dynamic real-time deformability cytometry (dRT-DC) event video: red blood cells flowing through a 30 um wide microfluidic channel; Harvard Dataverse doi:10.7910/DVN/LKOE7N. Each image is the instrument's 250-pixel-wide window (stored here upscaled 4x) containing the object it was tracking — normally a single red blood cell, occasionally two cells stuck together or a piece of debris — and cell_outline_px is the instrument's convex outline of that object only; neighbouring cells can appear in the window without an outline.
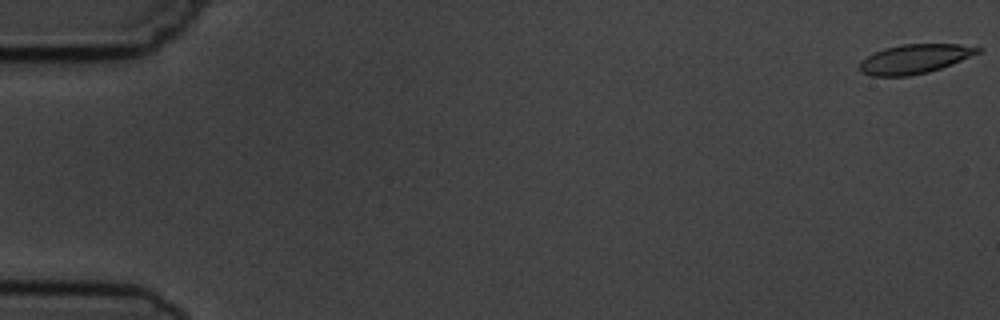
{"species": "common noctule bat (a hibernating species)", "species_latin": "Nyctalus noctula", "temperature_condition": "cold", "stored_images_in_passage": 6, "camera_frame_rate_fps": 3000, "um_per_image_px": 0.085, "animal": {"sex": "male", "body_mass_g": 19.5, "forearm_length_mm": 54.6}, "frame": {"image": 1, "passage_image": 1, "time_ms": 0.0, "image_size_px": [1000, 320], "cell_outline_px": [[980, 52], [952, 64], [928, 72], [908, 76], [872, 76], [860, 72], [860, 60], [884, 48], [904, 44], [960, 44], [980, 48]], "centroid_in_image_um": [77.71, 5.01], "position_along_channel_um": 7.3, "area_um2": 19.94}}
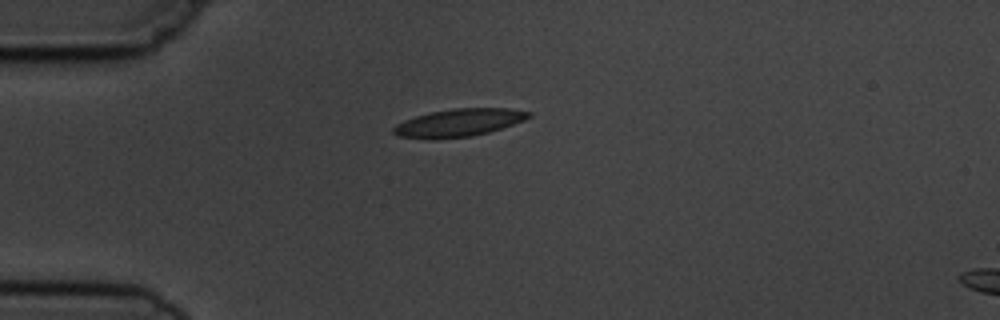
{"frame": {"image": 2, "passage_image": 5, "time_ms": 4.667, "image_size_px": [1000, 320], "cell_outline_px": [[532, 116], [524, 120], [488, 132], [472, 136], [396, 136], [392, 132], [392, 128], [396, 124], [404, 120], [416, 116], [432, 112], [452, 108], [512, 108], [532, 112]], "centroid_in_image_um": [39.08, 10.37], "position_along_channel_um": 45.9, "area_um2": 20.92}}